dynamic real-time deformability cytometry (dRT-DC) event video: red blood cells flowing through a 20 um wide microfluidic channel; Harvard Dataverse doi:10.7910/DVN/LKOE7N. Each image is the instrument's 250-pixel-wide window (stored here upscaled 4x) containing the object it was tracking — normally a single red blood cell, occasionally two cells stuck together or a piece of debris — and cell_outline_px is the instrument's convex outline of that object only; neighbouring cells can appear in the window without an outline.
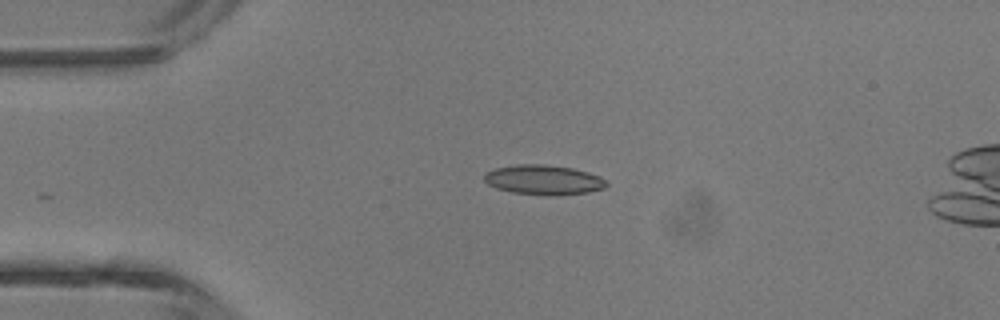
{"species": "common noctule bat (a hibernating species)", "species_latin": "Nyctalus noctula", "temperature_condition": "room temperature", "stored_images_in_passage": 4, "camera_frame_rate_fps": 3000, "um_per_image_px": 0.085, "animal": {"sex": "male", "body_mass_g": 13.3}, "frame": {"image": 1, "passage_image": 3, "time_ms": 3.0, "image_size_px": [1000, 320], "cell_outline_px": [[608, 184], [604, 188], [588, 192], [552, 196], [548, 196], [512, 192], [496, 188], [488, 184], [484, 180], [484, 172], [496, 168], [516, 164], [544, 164], [572, 168], [588, 172], [600, 176]], "centroid_in_image_um": [46.19, 15.29], "position_along_channel_um": 38.8, "area_um2": 21.27}}